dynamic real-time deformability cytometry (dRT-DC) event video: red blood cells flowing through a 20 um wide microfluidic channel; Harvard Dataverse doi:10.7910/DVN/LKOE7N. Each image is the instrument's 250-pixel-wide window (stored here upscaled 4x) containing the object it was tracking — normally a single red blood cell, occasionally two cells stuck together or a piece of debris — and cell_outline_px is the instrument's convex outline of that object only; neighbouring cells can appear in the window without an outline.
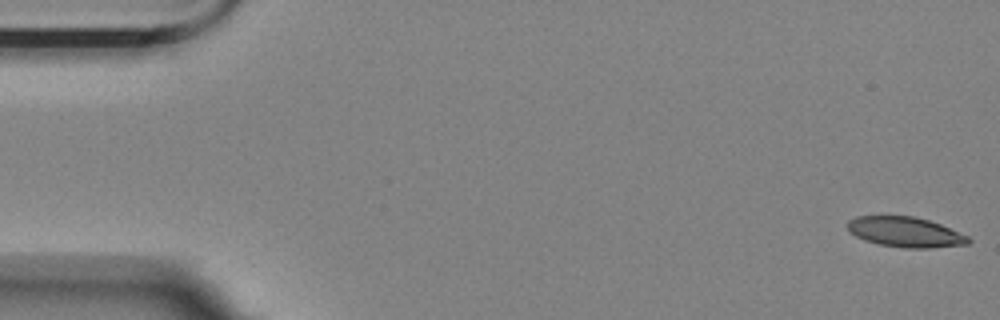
{"species": "Egyptian fruit bat (a non-hibernating species)", "species_latin": "Rousettus aegyptiacus", "temperature_condition": "room temperature", "stored_images_in_passage": 55, "camera_frame_rate_fps": 3000, "um_per_image_px": 0.085, "animal": {"sex": "female"}, "frame": {"image": 1, "passage_image": 1, "time_ms": 0.0, "image_size_px": [1000, 320], "cell_outline_px": [[972, 240], [968, 244], [928, 248], [904, 248], [876, 244], [864, 240], [848, 232], [848, 220], [856, 216], [912, 216], [928, 220], [940, 224], [968, 236]], "centroid_in_image_um": [76.93, 19.73], "position_along_channel_um": 8.1, "area_um2": 21.27}}
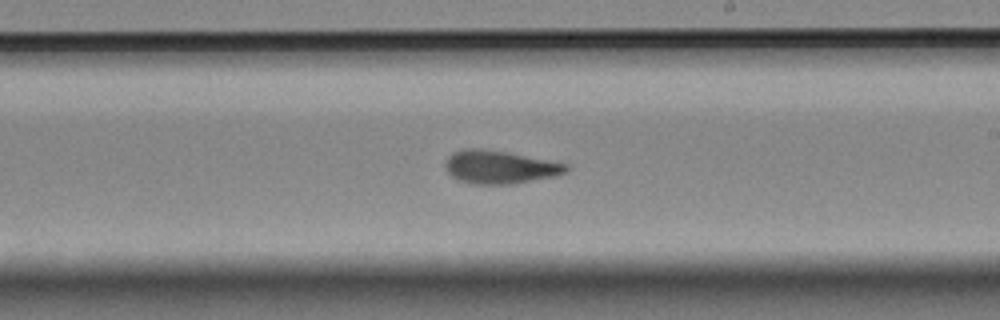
{"frame": {"image": 2, "passage_image": 32, "time_ms": 10.333, "image_size_px": [1000, 320], "cell_outline_px": [[572, 168], [568, 172], [556, 176], [512, 184], [472, 184], [460, 180], [452, 176], [448, 172], [444, 164], [448, 156], [452, 152], [464, 148], [480, 148], [508, 152], [568, 164]], "centroid_in_image_um": [42.5, 14.19], "position_along_channel_um": 246.5, "area_um2": 23.52}}
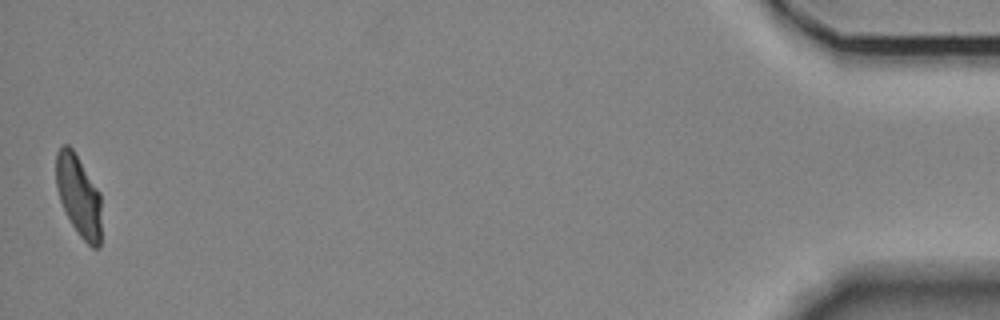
{"frame": {"image": 3, "passage_image": 55, "time_ms": 18.0, "image_size_px": [1000, 320], "cell_outline_px": [[100, 248], [92, 248], [80, 236], [72, 224], [60, 200], [56, 184], [56, 152], [64, 144], [68, 144], [72, 148], [100, 192]], "centroid_in_image_um": [6.68, 16.62], "position_along_channel_um": 428.5, "area_um2": 21.21}, "authors_computed_cell_mechanics": {"area_um2": 22.7732, "velocity_mm_per_s": 3.5659, "shape_relaxation_time_tau1_ms": 7.2735, "shape_relaxation_time_tau2_ms": 2.167, "deformation_change_tau1": 0.1888, "deformation_change_tau2": 0.0876}}